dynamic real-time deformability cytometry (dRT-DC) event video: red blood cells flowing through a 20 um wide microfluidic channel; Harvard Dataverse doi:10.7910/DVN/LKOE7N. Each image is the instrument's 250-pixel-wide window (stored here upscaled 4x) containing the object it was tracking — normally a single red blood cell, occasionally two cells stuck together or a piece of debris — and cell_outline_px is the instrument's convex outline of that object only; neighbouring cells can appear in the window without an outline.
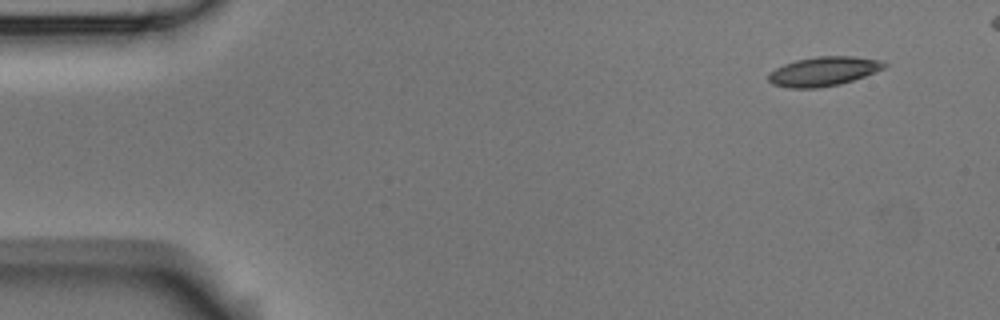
{"species": "Egyptian fruit bat (a non-hibernating species)", "species_latin": "Rousettus aegyptiacus", "temperature_condition": "room temperature", "stored_images_in_passage": 5, "camera_frame_rate_fps": 3000, "um_per_image_px": 0.085, "animal": {"sex": "male"}, "frame": {"image": 1, "passage_image": 1, "time_ms": 0.0, "image_size_px": [1000, 320], "cell_outline_px": [[888, 64], [884, 68], [876, 72], [840, 84], [816, 88], [788, 88], [772, 84], [768, 80], [768, 72], [784, 64], [796, 60], [816, 56], [852, 56], [880, 60]], "centroid_in_image_um": [69.98, 6.06], "position_along_channel_um": 15.0, "area_um2": 19.77}}